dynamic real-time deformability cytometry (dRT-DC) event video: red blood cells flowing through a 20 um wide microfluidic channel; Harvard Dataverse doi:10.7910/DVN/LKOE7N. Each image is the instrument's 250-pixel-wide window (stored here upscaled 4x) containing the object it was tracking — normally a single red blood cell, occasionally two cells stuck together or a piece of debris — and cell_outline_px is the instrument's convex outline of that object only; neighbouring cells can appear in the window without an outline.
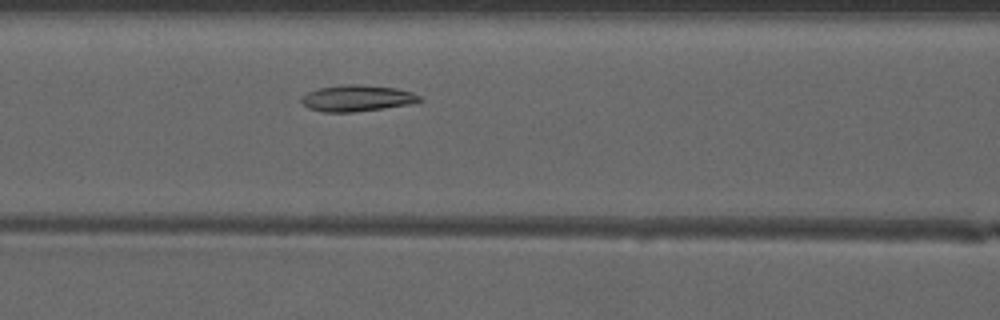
{"species": "common noctule bat (a hibernating species)", "species_latin": "Nyctalus noctula", "temperature_condition": "warm", "stored_images_in_passage": 44, "camera_frame_rate_fps": 3000, "um_per_image_px": 0.085, "animal": {"sex": "male", "forearm_length_mm": 52.5}, "frame": {"image": 1, "passage_image": 15, "time_ms": 4.667, "image_size_px": [1000, 320], "cell_outline_px": [[424, 100], [408, 104], [384, 108], [352, 112], [324, 112], [308, 108], [300, 100], [300, 96], [308, 92], [320, 88], [340, 84], [364, 84], [396, 88], [412, 92], [420, 96]], "centroid_in_image_um": [30.33, 8.33], "position_along_channel_um": 136.3, "area_um2": 18.21}}
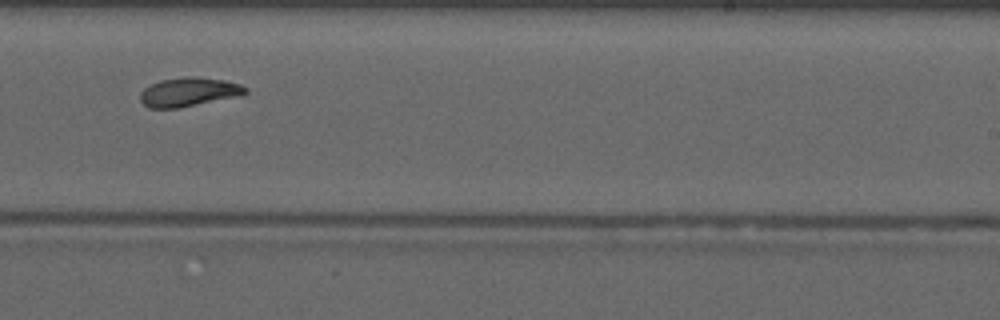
{"frame": {"image": 2, "passage_image": 25, "time_ms": 8.0, "image_size_px": [1000, 320], "cell_outline_px": [[248, 92], [244, 96], [176, 108], [148, 108], [140, 100], [140, 92], [144, 88], [160, 80], [184, 76], [192, 76], [224, 80], [240, 84], [248, 88]], "centroid_in_image_um": [16.09, 7.82], "position_along_channel_um": 272.9, "area_um2": 17.98}}
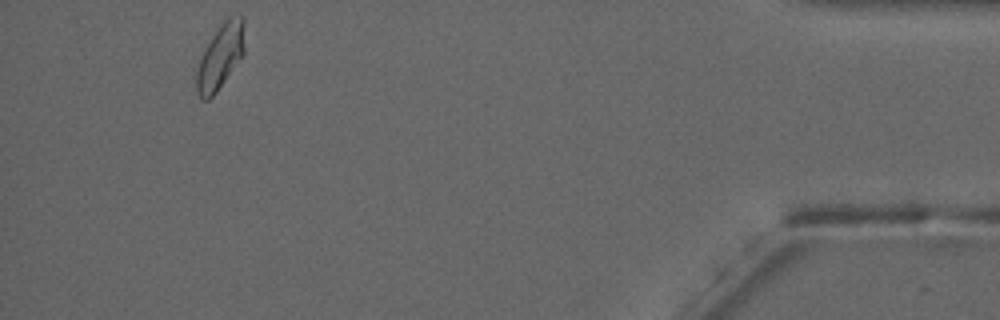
{"frame": {"image": 3, "passage_image": 40, "time_ms": 13.0, "image_size_px": [1000, 320], "cell_outline_px": [[244, 52], [216, 92], [208, 100], [200, 100], [196, 92], [196, 72], [200, 60], [212, 36], [220, 24], [224, 20], [240, 16], [244, 16]], "centroid_in_image_um": [18.71, 4.83], "position_along_channel_um": 416.5, "area_um2": 17.69}}